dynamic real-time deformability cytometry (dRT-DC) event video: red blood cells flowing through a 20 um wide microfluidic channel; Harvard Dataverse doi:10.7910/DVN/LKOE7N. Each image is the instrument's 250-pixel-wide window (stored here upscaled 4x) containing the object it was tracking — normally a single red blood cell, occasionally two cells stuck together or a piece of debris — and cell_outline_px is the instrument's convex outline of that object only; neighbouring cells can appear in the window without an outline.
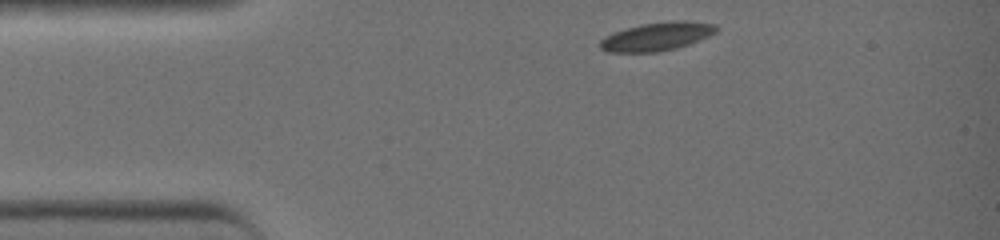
{"species": "common noctule bat (a hibernating species)", "species_latin": "Nyctalus noctula", "temperature_condition": "warm", "stored_images_in_passage": 33, "camera_frame_rate_fps": 3000, "um_per_image_px": 0.085, "animal": {"sex": "female", "body_mass_g": 19.0, "forearm_length_mm": 51.5}, "frame": {"image": 1, "passage_image": 1, "time_ms": 0.0, "image_size_px": [1000, 240], "cell_outline_px": [[720, 28], [716, 32], [708, 36], [688, 44], [676, 48], [656, 52], [608, 52], [600, 48], [600, 40], [604, 36], [612, 32], [640, 24], [672, 20], [688, 20], [716, 24]], "centroid_in_image_um": [55.84, 3.08], "position_along_channel_um": 29.2, "area_um2": 19.42}}
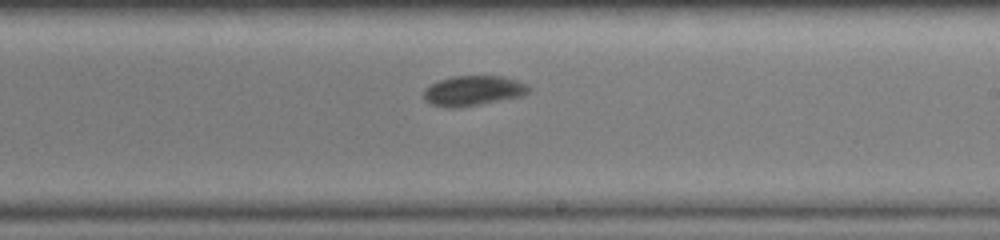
{"frame": {"image": 2, "passage_image": 19, "time_ms": 6.0, "image_size_px": [1000, 240], "cell_outline_px": [[532, 88], [524, 96], [460, 108], [448, 108], [432, 104], [424, 100], [424, 88], [440, 80], [452, 76], [504, 76], [528, 84]], "centroid_in_image_um": [40.25, 7.72], "position_along_channel_um": 248.7, "area_um2": 18.61}}
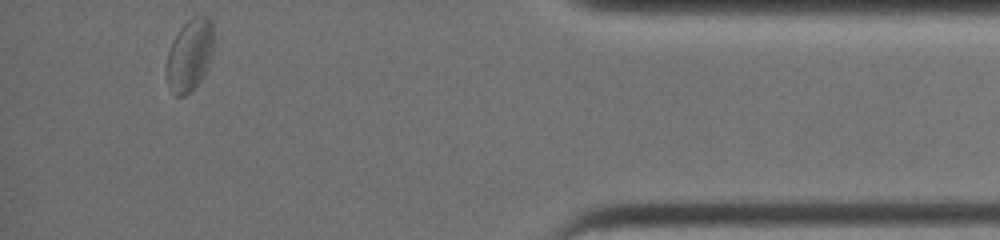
{"frame": {"image": 3, "passage_image": 33, "time_ms": 10.667, "image_size_px": [1000, 240], "cell_outline_px": [[212, 56], [208, 68], [204, 76], [184, 96], [176, 96], [168, 84], [168, 52], [172, 40], [180, 28], [192, 16], [208, 16], [212, 20]], "centroid_in_image_um": [16.15, 4.64], "position_along_channel_um": 419.1, "area_um2": 19.48}, "authors_computed_cell_mechanics": {"area_um2": 18.8428, "velocity_mm_per_s": 4.4563, "shape_relaxation_time_tau1_ms": 4.1528, "shape_relaxation_time_tau2_ms": 0.6984, "deformation_change_tau1": 0.126, "deformation_change_tau2": 0.0263}}